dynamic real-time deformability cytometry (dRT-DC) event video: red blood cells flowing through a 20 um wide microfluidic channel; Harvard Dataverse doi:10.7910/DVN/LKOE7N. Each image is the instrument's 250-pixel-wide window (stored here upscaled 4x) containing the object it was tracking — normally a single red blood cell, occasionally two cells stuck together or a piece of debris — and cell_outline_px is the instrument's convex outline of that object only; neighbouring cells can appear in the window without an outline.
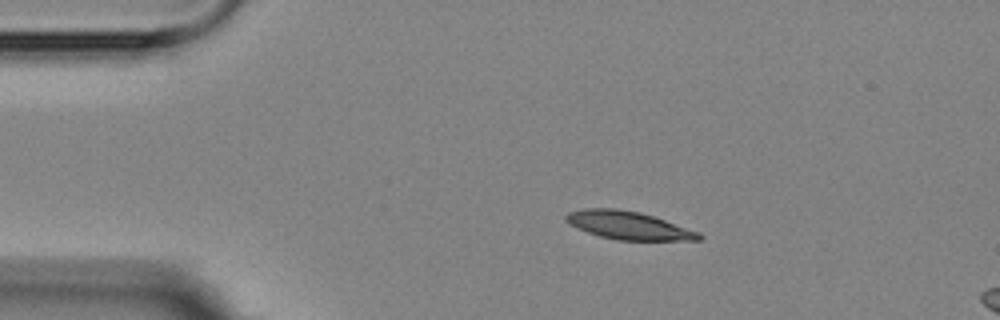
{"species": "Egyptian fruit bat (a non-hibernating species)", "species_latin": "Rousettus aegyptiacus", "temperature_condition": "room temperature", "stored_images_in_passage": 5, "camera_frame_rate_fps": 3000, "um_per_image_px": 0.085, "animal": {"sex": "female"}, "frame": {"image": 1, "passage_image": 3, "time_ms": 2.333, "image_size_px": [1000, 320], "cell_outline_px": [[704, 236], [700, 240], [616, 240], [600, 236], [576, 228], [568, 224], [564, 220], [564, 216], [568, 212], [584, 208], [616, 208], [640, 212], [700, 232]], "centroid_in_image_um": [53.38, 19.15], "position_along_channel_um": 31.6, "area_um2": 21.79}}